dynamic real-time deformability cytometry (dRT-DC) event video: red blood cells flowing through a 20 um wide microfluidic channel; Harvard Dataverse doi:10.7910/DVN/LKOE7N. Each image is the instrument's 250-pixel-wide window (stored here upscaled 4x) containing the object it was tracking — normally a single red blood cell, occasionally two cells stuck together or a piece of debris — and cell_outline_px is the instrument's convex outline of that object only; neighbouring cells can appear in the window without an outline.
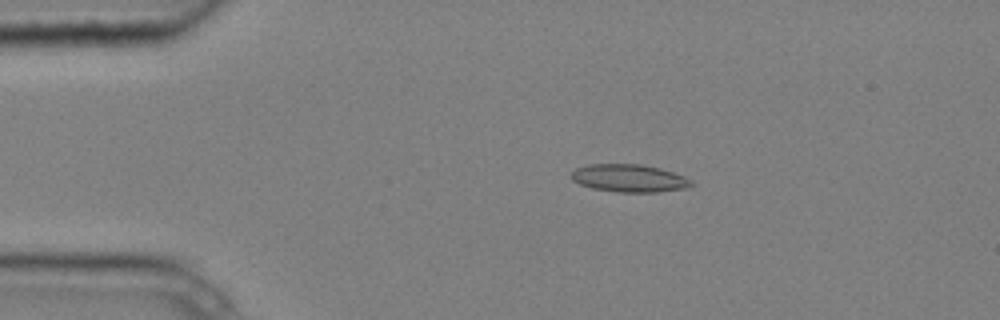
{"species": "common noctule bat (a hibernating species)", "species_latin": "Nyctalus noctula", "temperature_condition": "cold", "stored_images_in_passage": 6, "camera_frame_rate_fps": 3000, "um_per_image_px": 0.085, "animal": {"sex": "male", "body_mass_g": 20.4}, "frame": {"image": 1, "passage_image": 3, "time_ms": 0.667, "image_size_px": [1000, 320], "cell_outline_px": [[696, 184], [684, 188], [656, 192], [616, 192], [592, 188], [580, 184], [572, 180], [572, 172], [576, 168], [588, 164], [640, 164], [660, 168], [684, 176], [692, 180]], "centroid_in_image_um": [53.49, 15.14], "position_along_channel_um": 31.5, "area_um2": 19.36}}
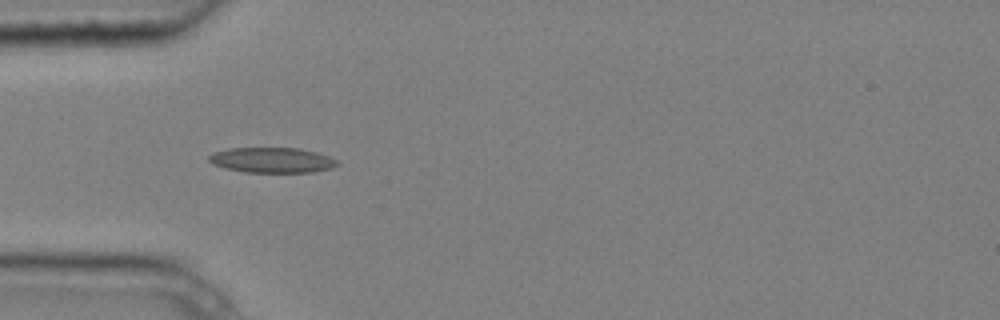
{"frame": {"image": 2, "passage_image": 5, "time_ms": 1.333, "image_size_px": [1000, 320], "cell_outline_px": [[340, 164], [332, 168], [312, 172], [244, 172], [224, 168], [212, 164], [208, 160], [208, 156], [212, 152], [228, 148], [300, 148], [316, 152], [328, 156], [336, 160]], "centroid_in_image_um": [23.09, 13.61], "position_along_channel_um": 61.9, "area_um2": 19.02}}
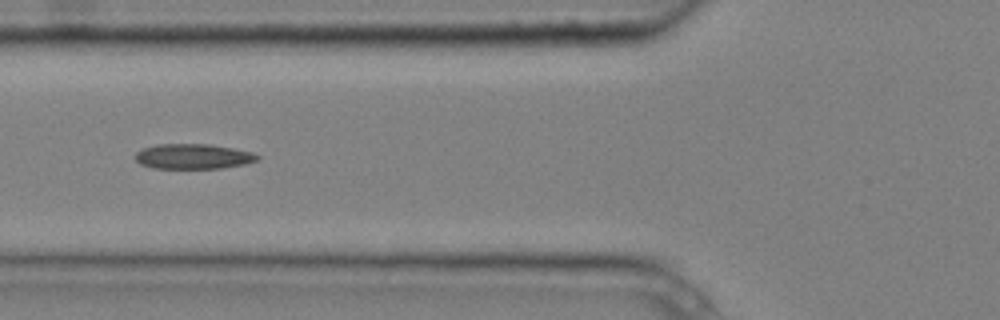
{"frame": {"image": 3, "passage_image": 6, "time_ms": 1.667, "image_size_px": [1000, 320], "cell_outline_px": [[260, 160], [244, 164], [220, 168], [152, 168], [140, 164], [136, 160], [136, 152], [144, 148], [156, 144], [208, 144], [232, 148], [252, 152], [260, 156]], "centroid_in_image_um": [16.43, 13.29], "position_along_channel_um": 109.4, "area_um2": 17.8}}